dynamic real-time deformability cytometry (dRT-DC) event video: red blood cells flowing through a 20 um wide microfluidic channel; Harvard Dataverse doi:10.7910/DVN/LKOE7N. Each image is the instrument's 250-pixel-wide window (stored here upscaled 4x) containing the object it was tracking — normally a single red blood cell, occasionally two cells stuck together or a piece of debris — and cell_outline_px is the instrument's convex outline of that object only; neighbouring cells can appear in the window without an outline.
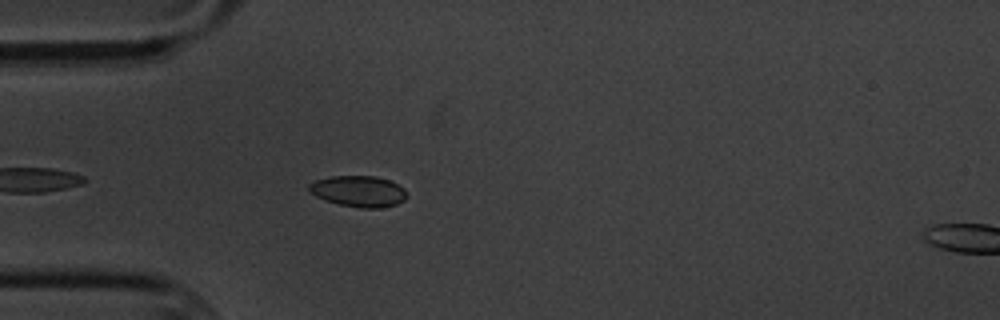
{"species": "common noctule bat (a hibernating species)", "species_latin": "Nyctalus noctula", "temperature_condition": "cold", "stored_images_in_passage": 5, "camera_frame_rate_fps": 3000, "um_per_image_px": 0.085, "animal": {"sex": "male", "body_mass_g": 20.1, "forearm_length_mm": 53.5}, "frame": {"image": 1, "passage_image": 4, "time_ms": 3.667, "image_size_px": [1000, 320], "cell_outline_px": [[408, 196], [404, 200], [396, 204], [380, 208], [360, 208], [340, 204], [316, 196], [308, 192], [308, 184], [316, 180], [332, 176], [376, 176], [388, 180], [404, 188]], "centroid_in_image_um": [30.48, 16.25], "position_along_channel_um": 54.5, "area_um2": 17.63}}